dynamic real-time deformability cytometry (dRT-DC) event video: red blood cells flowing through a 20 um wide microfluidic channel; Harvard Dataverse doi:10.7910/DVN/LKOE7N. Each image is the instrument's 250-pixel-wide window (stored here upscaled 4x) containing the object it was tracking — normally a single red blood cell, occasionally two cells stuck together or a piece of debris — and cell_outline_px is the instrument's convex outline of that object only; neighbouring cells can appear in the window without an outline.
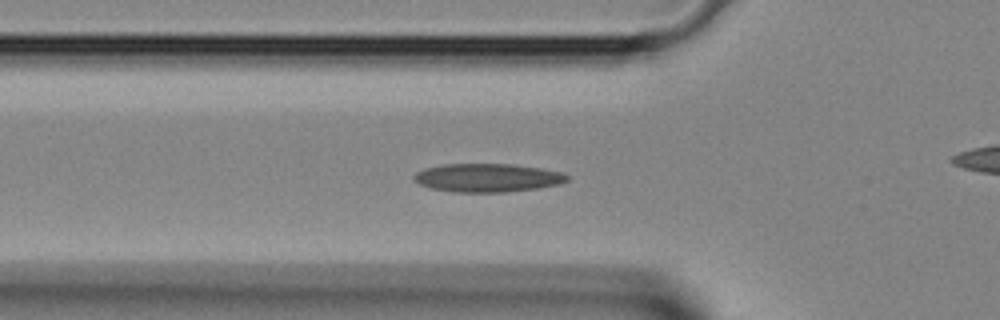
{"species": "Egyptian fruit bat (a non-hibernating species)", "species_latin": "Rousettus aegyptiacus", "temperature_condition": "room temperature", "stored_images_in_passage": 39, "camera_frame_rate_fps": 3000, "um_per_image_px": 0.085, "animal": {"sex": "female"}, "frame": {"image": 1, "passage_image": 12, "time_ms": 3.667, "image_size_px": [1000, 320], "cell_outline_px": [[568, 180], [560, 184], [540, 188], [508, 192], [452, 192], [428, 188], [412, 180], [412, 176], [416, 172], [424, 168], [444, 164], [508, 164], [540, 168], [564, 172], [568, 176]], "centroid_in_image_um": [41.41, 15.12], "position_along_channel_um": 84.4, "area_um2": 25.66}}
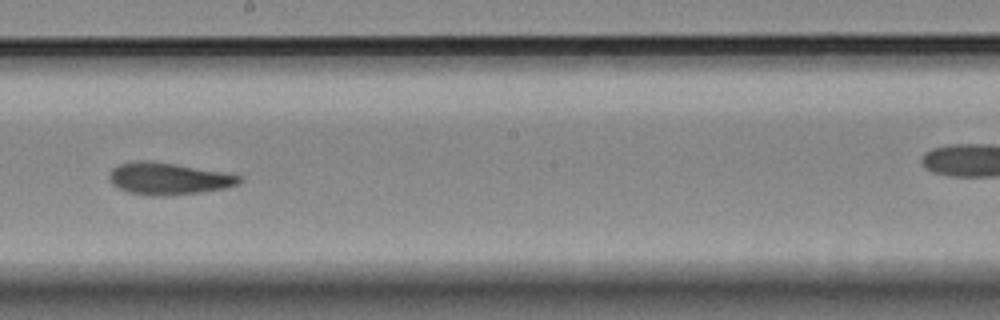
{"frame": {"image": 2, "passage_image": 21, "time_ms": 6.667, "image_size_px": [1000, 320], "cell_outline_px": [[244, 180], [240, 184], [224, 188], [200, 192], [164, 196], [148, 196], [128, 192], [112, 184], [108, 180], [108, 176], [112, 168], [120, 164], [136, 160], [152, 160], [224, 172], [244, 176]], "centroid_in_image_um": [14.33, 15.18], "position_along_channel_um": 233.9, "area_um2": 24.57}}
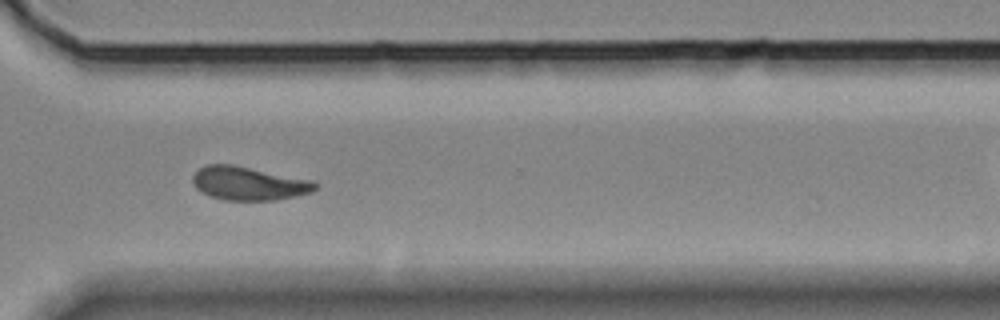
{"frame": {"image": 3, "passage_image": 28, "time_ms": 9.0, "image_size_px": [1000, 320], "cell_outline_px": [[316, 188], [312, 192], [296, 196], [276, 200], [224, 200], [208, 196], [200, 192], [196, 188], [192, 180], [192, 176], [200, 168], [208, 164], [232, 164], [316, 180]], "centroid_in_image_um": [21.15, 15.59], "position_along_channel_um": 349.4, "area_um2": 24.22}}